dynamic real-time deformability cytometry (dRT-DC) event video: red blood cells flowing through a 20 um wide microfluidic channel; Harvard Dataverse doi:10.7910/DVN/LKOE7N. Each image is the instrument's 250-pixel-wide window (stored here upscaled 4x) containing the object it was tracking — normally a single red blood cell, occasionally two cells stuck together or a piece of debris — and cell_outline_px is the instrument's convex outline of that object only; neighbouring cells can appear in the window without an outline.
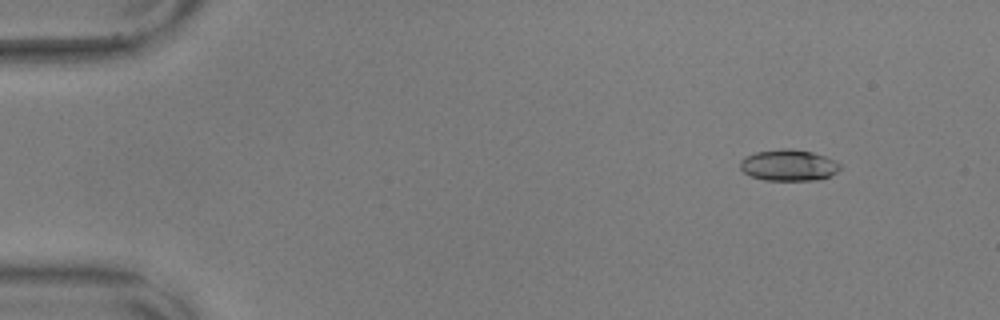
{"species": "common noctule bat (a hibernating species)", "species_latin": "Nyctalus noctula", "temperature_condition": "warm", "stored_images_in_passage": 52, "camera_frame_rate_fps": 3000, "um_per_image_px": 0.085, "animal": {"sex": "male", "body_mass_g": 17.9, "forearm_length_mm": 54.2}, "frame": {"image": 1, "passage_image": 1, "time_ms": 0.0, "image_size_px": [1000, 320], "cell_outline_px": [[840, 168], [836, 172], [828, 176], [816, 180], [764, 180], [752, 176], [744, 172], [740, 168], [740, 160], [744, 156], [756, 152], [780, 148], [792, 148], [812, 152], [836, 160], [840, 164]], "centroid_in_image_um": [67.01, 14.03], "position_along_channel_um": 18.0, "area_um2": 18.26}}
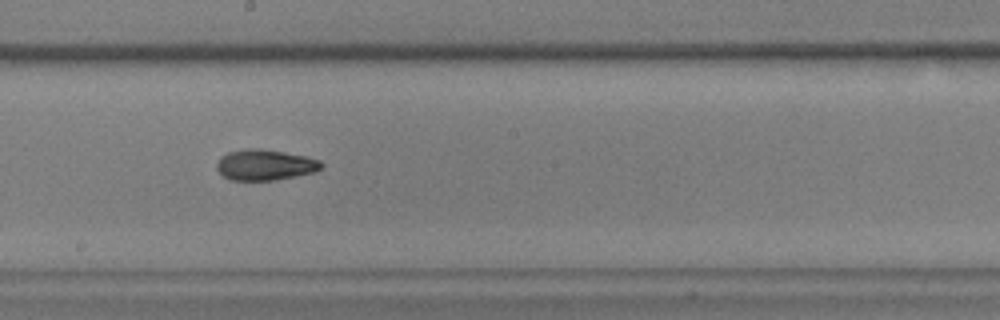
{"frame": {"image": 2, "passage_image": 27, "time_ms": 8.667, "image_size_px": [1000, 320], "cell_outline_px": [[324, 164], [316, 172], [272, 180], [232, 180], [224, 176], [216, 168], [216, 164], [220, 156], [228, 152], [244, 148], [260, 148], [308, 156], [320, 160]], "centroid_in_image_um": [22.53, 13.99], "position_along_channel_um": 225.7, "area_um2": 18.84}}
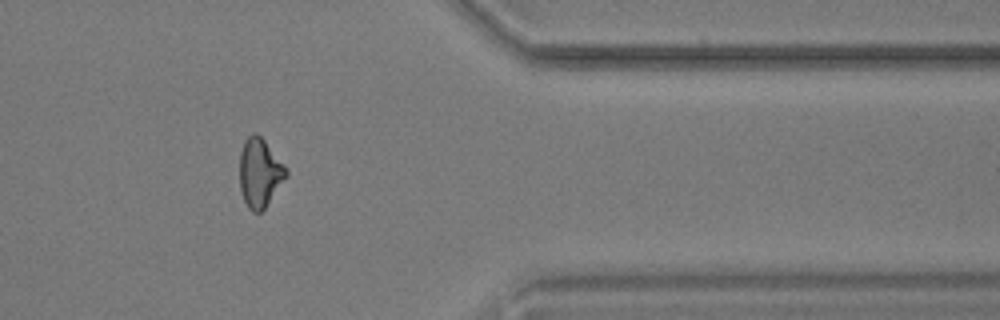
{"frame": {"image": 3, "passage_image": 42, "time_ms": 13.667, "image_size_px": [1000, 320], "cell_outline_px": [[288, 176], [264, 208], [260, 212], [252, 212], [248, 208], [244, 200], [240, 188], [240, 152], [244, 140], [252, 132], [256, 132], [264, 140], [288, 168]], "centroid_in_image_um": [22.09, 14.67], "position_along_channel_um": 389.3, "area_um2": 18.73}, "authors_computed_cell_mechanics": {"area_um2": 18.5538, "velocity_mm_per_s": 3.5942, "shape_relaxation_time_tau1_ms": 8.7981, "shape_relaxation_time_tau2_ms": 3.4506, "deformation_change_tau1": 0.1917, "deformation_change_tau2": 0.1059}}